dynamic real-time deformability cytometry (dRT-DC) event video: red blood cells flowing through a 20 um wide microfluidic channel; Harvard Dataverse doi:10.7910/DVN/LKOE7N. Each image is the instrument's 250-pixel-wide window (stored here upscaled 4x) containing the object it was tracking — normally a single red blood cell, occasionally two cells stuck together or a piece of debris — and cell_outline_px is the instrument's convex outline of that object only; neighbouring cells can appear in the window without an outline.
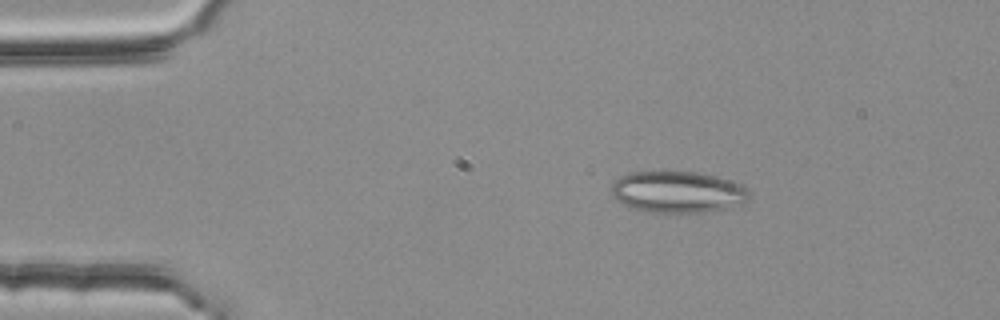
{"species": "common noctule bat (a hibernating species)", "species_latin": "Nyctalus noctula", "temperature_condition": "room temperature", "stored_images_in_passage": 47, "camera_frame_rate_fps": 3000, "um_per_image_px": 0.085, "animal": {"sex": "female", "body_mass_g": 25.1}, "frame": {"image": 1, "passage_image": 2, "time_ms": 0.333, "image_size_px": [1000, 320], "cell_outline_px": [[748, 200], [724, 208], [708, 212], [652, 212], [632, 208], [624, 204], [612, 196], [612, 184], [620, 176], [628, 172], [664, 168], [704, 172], [740, 184], [748, 188]], "centroid_in_image_um": [57.55, 16.24], "position_along_channel_um": 27.5, "area_um2": 34.16}}
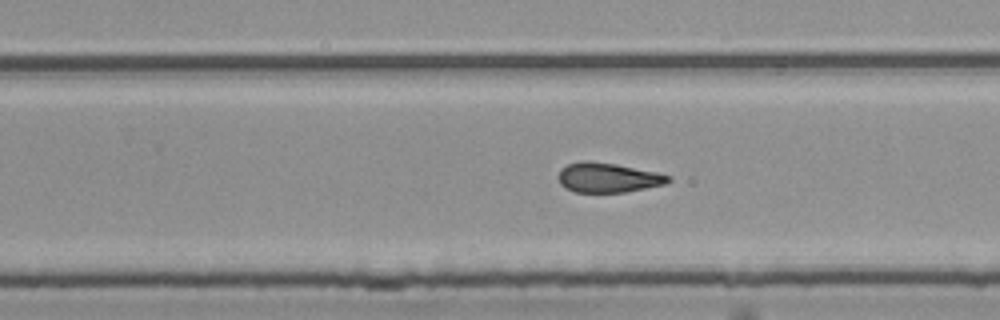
{"frame": {"image": 2, "passage_image": 27, "time_ms": 8.667, "image_size_px": [1000, 320], "cell_outline_px": [[672, 180], [664, 184], [628, 192], [576, 192], [564, 188], [560, 184], [556, 176], [560, 168], [568, 164], [584, 160], [588, 160], [616, 164], [656, 172], [668, 176]], "centroid_in_image_um": [51.61, 15.09], "position_along_channel_um": 278.2, "area_um2": 19.13}}
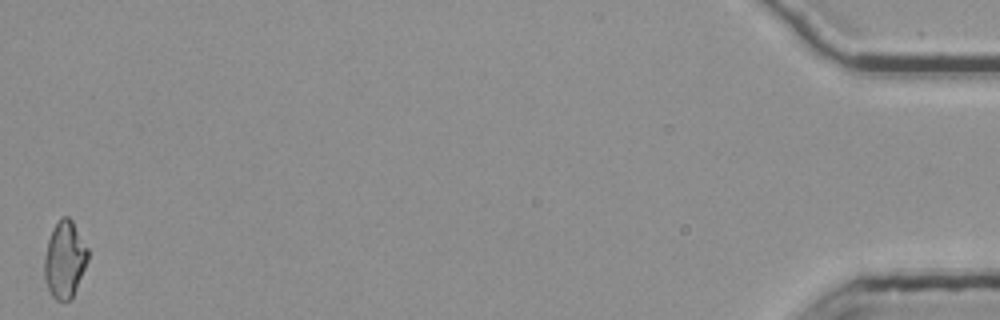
{"frame": {"image": 3, "passage_image": 47, "time_ms": 15.333, "image_size_px": [1000, 320], "cell_outline_px": [[88, 260], [72, 300], [56, 300], [52, 296], [44, 280], [44, 256], [48, 240], [60, 216], [68, 216], [72, 220], [88, 248]], "centroid_in_image_um": [5.5, 22.08], "position_along_channel_um": 429.7, "area_um2": 19.54}, "authors_computed_cell_mechanics": {"area_um2": 19.5942, "velocity_mm_per_s": 3.7634, "shape_relaxation_time_tau1_ms": 7.5883, "shape_relaxation_time_tau2_ms": 2.7624, "deformation_change_tau1": 0.1765, "deformation_change_tau2": 0.1109}}